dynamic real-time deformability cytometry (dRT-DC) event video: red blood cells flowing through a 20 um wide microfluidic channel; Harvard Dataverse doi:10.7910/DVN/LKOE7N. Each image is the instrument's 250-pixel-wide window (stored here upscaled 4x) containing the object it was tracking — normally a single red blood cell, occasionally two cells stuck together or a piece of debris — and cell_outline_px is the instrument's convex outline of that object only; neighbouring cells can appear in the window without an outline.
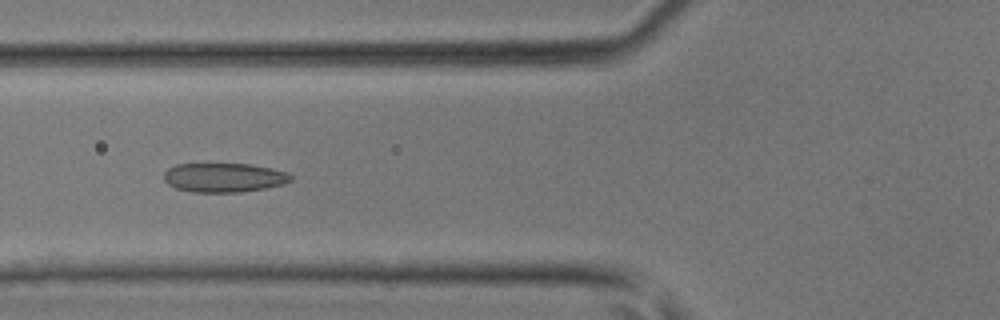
{"species": "common noctule bat (a hibernating species)", "species_latin": "Nyctalus noctula", "temperature_condition": "room temperature", "stored_images_in_passage": 37, "segment_of_instrument_passage": [1, 2], "camera_frame_rate_fps": 3000, "um_per_image_px": 0.085, "animal": {"sex": "male", "body_mass_g": 17.9, "forearm_length_mm": 54.2}, "frame": {"image": 1, "passage_image": 9, "time_ms": 2.667, "image_size_px": [1000, 320], "cell_outline_px": [[292, 180], [284, 184], [268, 188], [240, 192], [192, 192], [176, 188], [168, 184], [164, 180], [164, 172], [168, 168], [176, 164], [252, 164], [272, 168], [288, 172], [292, 176]], "centroid_in_image_um": [19.06, 15.09], "position_along_channel_um": 106.7, "area_um2": 21.79}}
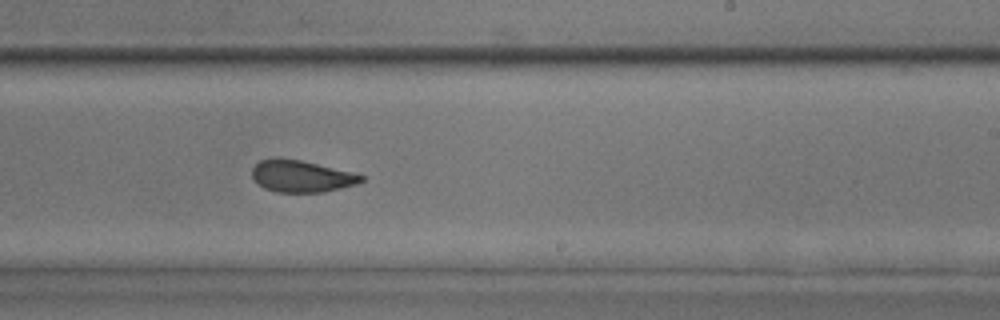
{"frame": {"image": 2, "passage_image": 19, "time_ms": 6.0, "image_size_px": [1000, 320], "cell_outline_px": [[364, 180], [356, 184], [324, 192], [276, 192], [264, 188], [252, 176], [252, 168], [260, 160], [272, 156], [276, 156], [300, 160], [352, 172], [364, 176]], "centroid_in_image_um": [25.59, 14.96], "position_along_channel_um": 263.4, "area_um2": 20.29}}
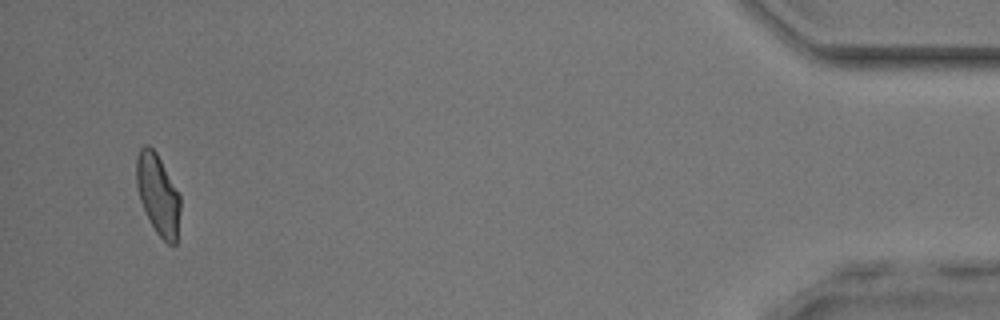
{"frame": {"image": 3, "passage_image": 34, "time_ms": 11.0, "image_size_px": [1000, 320], "cell_outline_px": [[180, 208], [176, 244], [168, 244], [156, 232], [140, 200], [136, 184], [136, 156], [140, 148], [144, 144], [148, 144], [156, 152], [180, 196]], "centroid_in_image_um": [13.41, 16.5], "position_along_channel_um": 421.8, "area_um2": 20.29}}